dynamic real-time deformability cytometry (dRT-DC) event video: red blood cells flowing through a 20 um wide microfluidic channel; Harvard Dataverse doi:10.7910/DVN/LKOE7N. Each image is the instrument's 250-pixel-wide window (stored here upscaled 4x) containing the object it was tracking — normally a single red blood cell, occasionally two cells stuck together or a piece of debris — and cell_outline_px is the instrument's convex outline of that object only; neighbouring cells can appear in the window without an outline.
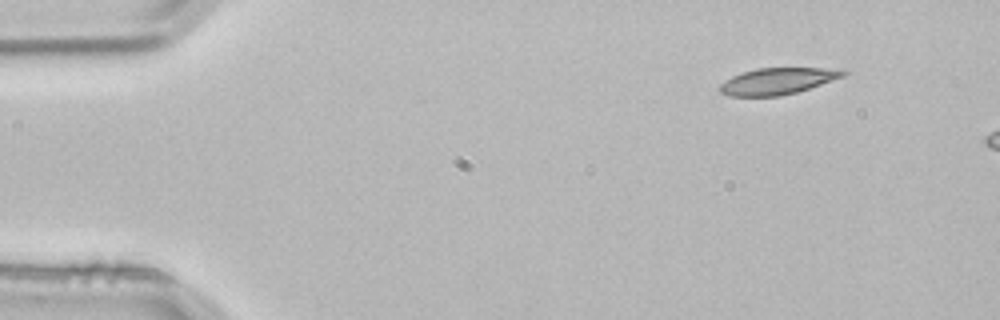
{"species": "common noctule bat (a hibernating species)", "species_latin": "Nyctalus noctula", "temperature_condition": "room temperature", "stored_images_in_passage": 3, "camera_frame_rate_fps": 3000, "um_per_image_px": 0.085, "animal": {"sex": "male", "body_mass_g": 21.5, "forearm_length_mm": 52.0}, "frame": {"image": 1, "passage_image": 1, "time_ms": 0.0, "image_size_px": [1000, 320], "cell_outline_px": [[848, 72], [844, 76], [796, 92], [780, 96], [728, 96], [720, 92], [720, 84], [732, 76], [756, 68], [844, 68]], "centroid_in_image_um": [66.11, 6.88], "position_along_channel_um": 18.9, "area_um2": 18.96}}